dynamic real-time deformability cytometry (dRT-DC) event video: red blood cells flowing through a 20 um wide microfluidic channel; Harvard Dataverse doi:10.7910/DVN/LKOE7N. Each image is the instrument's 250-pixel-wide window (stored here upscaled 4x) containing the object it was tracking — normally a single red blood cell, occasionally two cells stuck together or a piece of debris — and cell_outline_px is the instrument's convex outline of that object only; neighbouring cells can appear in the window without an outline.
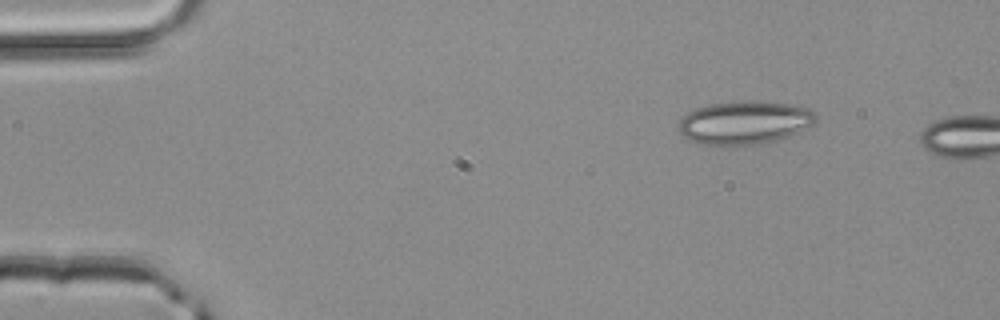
{"species": "common noctule bat (a hibernating species)", "species_latin": "Nyctalus noctula", "temperature_condition": "room temperature", "stored_images_in_passage": 2, "camera_frame_rate_fps": 3000, "um_per_image_px": 0.085, "animal": {"sex": "male", "body_mass_g": 20.4}, "frame": {"image": 1, "passage_image": 1, "time_ms": 0.0, "image_size_px": [1000, 320], "cell_outline_px": [[816, 124], [784, 140], [768, 144], [724, 148], [704, 144], [688, 140], [676, 128], [676, 124], [688, 112], [696, 108], [712, 104], [752, 100], [788, 104], [808, 108], [816, 112]], "centroid_in_image_um": [63.32, 10.48], "position_along_channel_um": 21.7, "area_um2": 35.95}}